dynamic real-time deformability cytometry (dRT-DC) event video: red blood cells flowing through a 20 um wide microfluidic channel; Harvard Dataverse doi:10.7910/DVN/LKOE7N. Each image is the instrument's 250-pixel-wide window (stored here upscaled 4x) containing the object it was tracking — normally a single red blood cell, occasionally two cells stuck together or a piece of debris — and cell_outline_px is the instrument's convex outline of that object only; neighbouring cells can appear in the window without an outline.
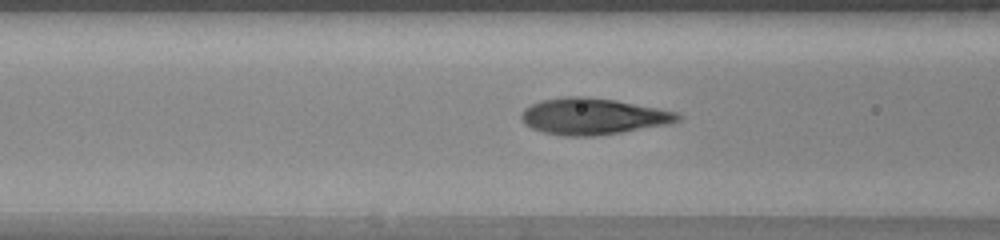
{"species": "human", "species_latin": "Homo sapiens", "temperature_condition": "warm", "stored_images_in_passage": 50, "camera_frame_rate_fps": 3000, "um_per_image_px": 0.085, "donor": {"sex": "female"}, "frame": {"image": 1, "passage_image": 21, "time_ms": 6.667, "image_size_px": [1000, 240], "cell_outline_px": [[684, 116], [680, 120], [672, 124], [596, 136], [560, 136], [544, 132], [532, 128], [524, 124], [520, 120], [520, 112], [524, 108], [540, 100], [564, 96], [584, 96], [616, 100], [680, 112]], "centroid_in_image_um": [50.42, 9.89], "position_along_channel_um": 116.2, "area_um2": 33.76}}
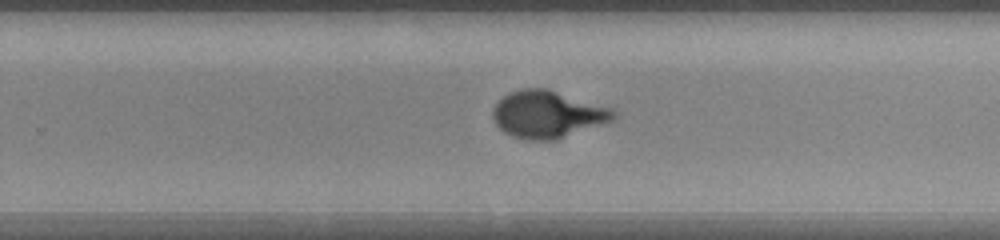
{"frame": {"image": 2, "passage_image": 33, "time_ms": 10.667, "image_size_px": [1000, 240], "cell_outline_px": [[616, 120], [556, 140], [528, 140], [512, 136], [504, 132], [496, 124], [492, 116], [492, 108], [504, 96], [512, 92], [524, 88], [548, 88], [612, 108], [616, 112]], "centroid_in_image_um": [46.58, 9.72], "position_along_channel_um": 283.2, "area_um2": 33.41}}
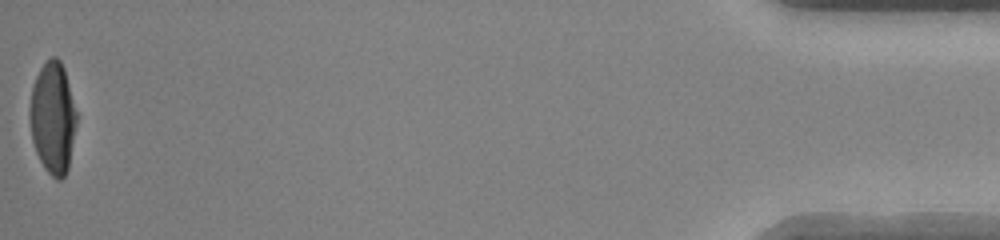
{"frame": {"image": 3, "passage_image": 50, "time_ms": 16.333, "image_size_px": [1000, 240], "cell_outline_px": [[76, 124], [68, 168], [64, 176], [60, 180], [56, 180], [44, 168], [36, 152], [32, 140], [32, 84], [40, 68], [52, 56], [56, 56], [60, 60], [64, 68], [76, 112]], "centroid_in_image_um": [4.51, 10.02], "position_along_channel_um": 430.7, "area_um2": 29.59}, "authors_computed_cell_mechanics": {"area_um2": 32.1079, "velocity_mm_per_s": 4.1831, "shape_relaxation_time_tau1_ms": 5.3764, "shape_relaxation_time_tau2_ms": null, "deformation_change_tau1": 0.2935, "deformation_change_tau2": null}}